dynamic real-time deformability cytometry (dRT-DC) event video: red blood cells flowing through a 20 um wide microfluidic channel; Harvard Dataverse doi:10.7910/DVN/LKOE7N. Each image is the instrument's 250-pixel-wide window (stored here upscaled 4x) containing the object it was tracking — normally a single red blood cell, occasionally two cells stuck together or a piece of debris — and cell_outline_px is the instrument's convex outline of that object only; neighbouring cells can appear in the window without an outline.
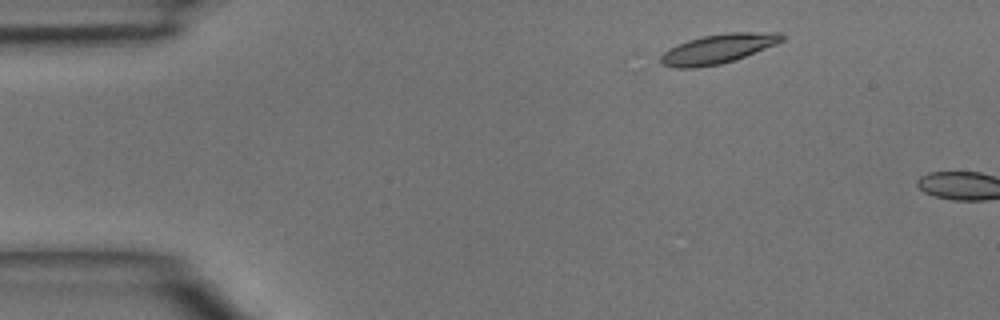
{"species": "common noctule bat (a hibernating species)", "species_latin": "Nyctalus noctula", "temperature_condition": "room temperature", "stored_images_in_passage": 2, "camera_frame_rate_fps": 3000, "um_per_image_px": 0.085, "animal": {"sex": "male", "body_mass_g": 15.6}, "frame": {"image": 1, "passage_image": 1, "time_ms": 0.0, "image_size_px": [1000, 320], "cell_outline_px": [[784, 40], [776, 44], [744, 56], [720, 64], [696, 68], [676, 68], [660, 64], [660, 56], [668, 48], [688, 40], [704, 36], [728, 32], [780, 32], [784, 36]], "centroid_in_image_um": [61.0, 4.14], "position_along_channel_um": 24.0, "area_um2": 20.63}}